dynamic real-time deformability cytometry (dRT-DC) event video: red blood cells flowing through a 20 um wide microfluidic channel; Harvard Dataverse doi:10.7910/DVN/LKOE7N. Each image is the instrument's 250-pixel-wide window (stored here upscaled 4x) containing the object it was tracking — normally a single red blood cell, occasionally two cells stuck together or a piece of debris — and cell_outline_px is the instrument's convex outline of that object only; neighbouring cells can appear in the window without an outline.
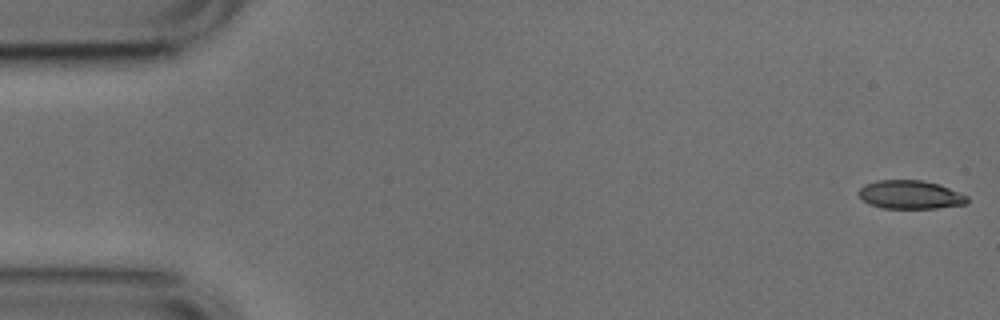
{"species": "common noctule bat (a hibernating species)", "species_latin": "Nyctalus noctula", "temperature_condition": "cold", "stored_images_in_passage": 14, "camera_frame_rate_fps": 3000, "um_per_image_px": 0.085, "animal": {"sex": "male", "body_mass_g": 17.9, "forearm_length_mm": 54.2}, "frame": {"image": 1, "passage_image": 1, "time_ms": 0.0, "image_size_px": [1000, 320], "cell_outline_px": [[968, 204], [936, 208], [884, 208], [868, 204], [856, 192], [864, 184], [876, 180], [924, 180], [940, 184], [968, 196]], "centroid_in_image_um": [77.37, 16.54], "position_along_channel_um": 7.6, "area_um2": 18.21}}
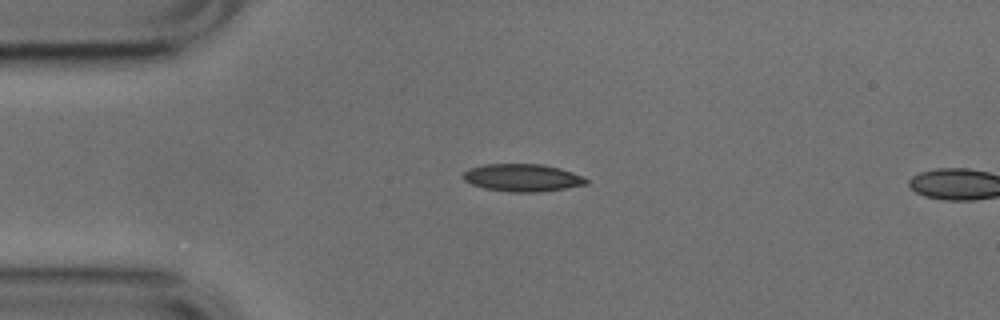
{"frame": {"image": 2, "passage_image": 12, "time_ms": 3.667, "image_size_px": [1000, 320], "cell_outline_px": [[588, 184], [568, 188], [540, 192], [508, 192], [484, 188], [472, 184], [464, 180], [464, 172], [468, 168], [484, 164], [544, 164], [560, 168], [584, 176], [588, 180]], "centroid_in_image_um": [44.44, 15.11], "position_along_channel_um": 40.6, "area_um2": 19.94}}